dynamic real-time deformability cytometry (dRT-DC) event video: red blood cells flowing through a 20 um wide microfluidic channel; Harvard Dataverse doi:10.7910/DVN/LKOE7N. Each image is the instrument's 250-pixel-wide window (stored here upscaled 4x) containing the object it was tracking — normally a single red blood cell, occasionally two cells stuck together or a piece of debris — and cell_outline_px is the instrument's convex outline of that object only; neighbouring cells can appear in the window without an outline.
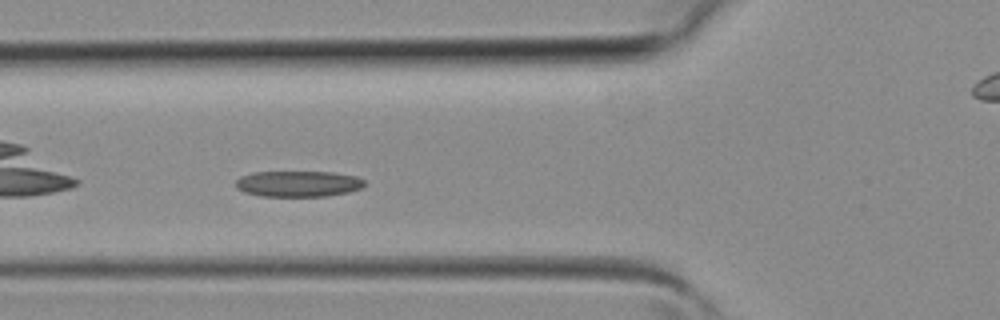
{"species": "common noctule bat (a hibernating species)", "species_latin": "Nyctalus noctula", "temperature_condition": "room temperature", "stored_images_in_passage": 5, "camera_frame_rate_fps": 3000, "um_per_image_px": 0.085, "animal": {"sex": "female", "body_mass_g": 19.3, "forearm_length_mm": 54.1}, "frame": {"image": 1, "passage_image": 3, "time_ms": 0.667, "image_size_px": [1000, 320], "cell_outline_px": [[364, 184], [360, 188], [348, 192], [328, 196], [260, 196], [244, 192], [236, 188], [236, 180], [240, 176], [252, 172], [332, 172], [356, 176], [364, 180]], "centroid_in_image_um": [25.31, 15.62], "position_along_channel_um": 100.5, "area_um2": 19.48}}
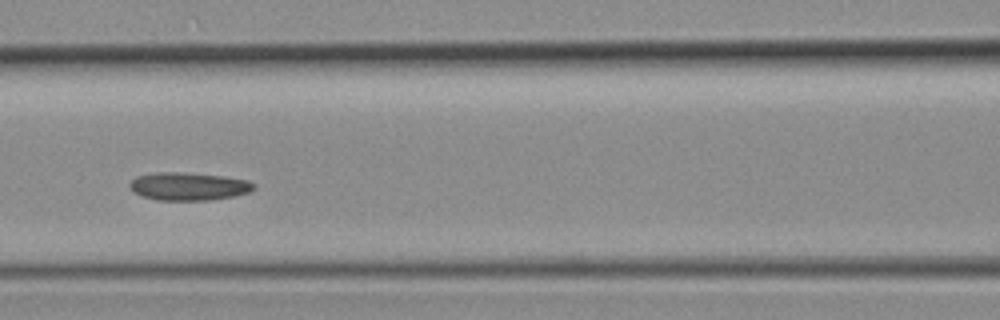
{"frame": {"image": 2, "passage_image": 4, "time_ms": 1.0, "image_size_px": [1000, 320], "cell_outline_px": [[256, 188], [248, 192], [236, 196], [208, 200], [156, 200], [132, 192], [128, 188], [128, 184], [136, 176], [152, 172], [184, 172], [224, 176], [248, 180], [256, 184]], "centroid_in_image_um": [16.01, 15.83], "position_along_channel_um": 150.6, "area_um2": 20.52}}